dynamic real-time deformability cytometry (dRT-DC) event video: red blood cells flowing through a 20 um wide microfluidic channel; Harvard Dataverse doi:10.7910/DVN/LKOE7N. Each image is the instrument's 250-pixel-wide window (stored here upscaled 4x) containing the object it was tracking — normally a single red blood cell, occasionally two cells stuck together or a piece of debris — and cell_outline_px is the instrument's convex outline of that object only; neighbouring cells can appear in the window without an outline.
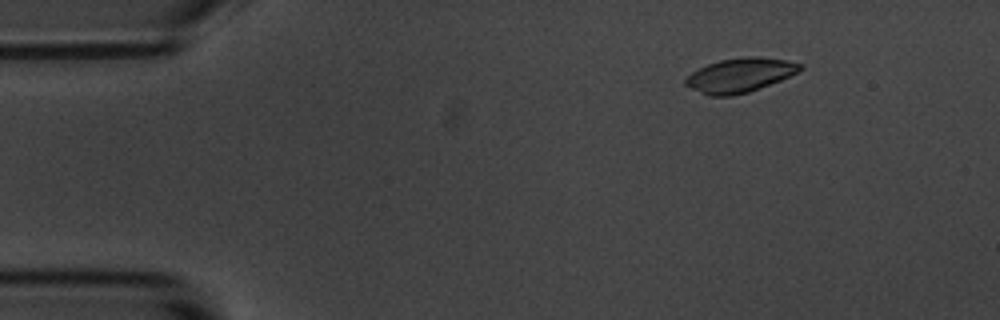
{"species": "common noctule bat (a hibernating species)", "species_latin": "Nyctalus noctula", "temperature_condition": "room temperature", "stored_images_in_passage": 6, "camera_frame_rate_fps": 3000, "um_per_image_px": 0.085, "animal": {"sex": "male", "body_mass_g": 20.1, "forearm_length_mm": 53.5}, "frame": {"image": 1, "passage_image": 3, "time_ms": 2.333, "image_size_px": [1000, 320], "cell_outline_px": [[804, 68], [800, 72], [780, 80], [748, 92], [732, 96], [708, 96], [684, 84], [684, 80], [692, 72], [708, 64], [720, 60], [744, 56], [756, 56], [784, 60], [804, 64]], "centroid_in_image_um": [62.92, 6.39], "position_along_channel_um": 22.1, "area_um2": 22.77}}
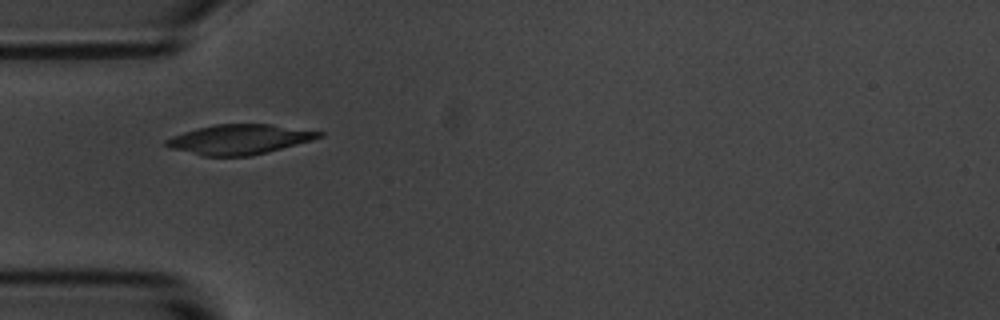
{"frame": {"image": 2, "passage_image": 5, "time_ms": 5.667, "image_size_px": [1000, 320], "cell_outline_px": [[324, 136], [312, 140], [248, 156], [204, 156], [168, 148], [164, 144], [164, 140], [172, 136], [196, 128], [212, 124], [272, 124], [324, 132]], "centroid_in_image_um": [20.3, 11.83], "position_along_channel_um": 64.7, "area_um2": 26.47}}